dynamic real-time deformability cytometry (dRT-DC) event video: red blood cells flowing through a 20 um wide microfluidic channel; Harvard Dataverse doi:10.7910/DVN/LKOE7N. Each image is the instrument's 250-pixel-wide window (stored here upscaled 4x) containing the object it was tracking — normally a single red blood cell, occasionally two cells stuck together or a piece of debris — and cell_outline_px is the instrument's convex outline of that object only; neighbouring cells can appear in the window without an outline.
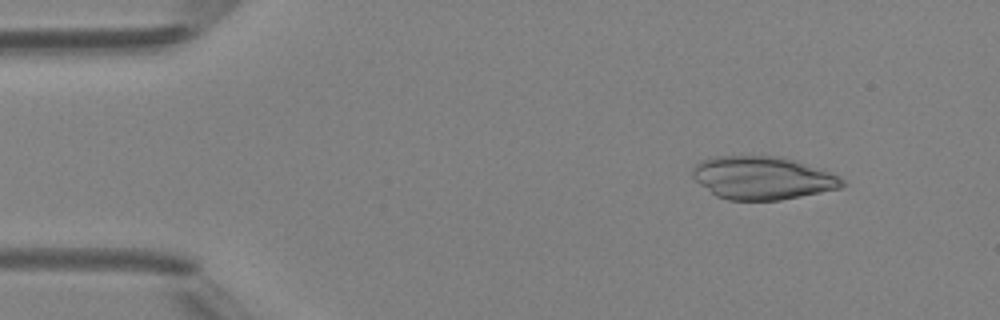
{"species": "Egyptian fruit bat (a non-hibernating species)", "species_latin": "Rousettus aegyptiacus", "temperature_condition": "room temperature", "stored_images_in_passage": 3, "camera_frame_rate_fps": 3000, "um_per_image_px": 0.085, "animal": {"sex": "female"}, "frame": {"image": 1, "passage_image": 1, "time_ms": 0.0, "image_size_px": [1000, 320], "cell_outline_px": [[848, 184], [840, 188], [780, 200], [728, 200], [716, 196], [700, 184], [692, 176], [692, 168], [700, 160], [712, 156], [780, 156], [796, 160], [840, 176]], "centroid_in_image_um": [64.8, 15.11], "position_along_channel_um": 20.2, "area_um2": 37.63}}